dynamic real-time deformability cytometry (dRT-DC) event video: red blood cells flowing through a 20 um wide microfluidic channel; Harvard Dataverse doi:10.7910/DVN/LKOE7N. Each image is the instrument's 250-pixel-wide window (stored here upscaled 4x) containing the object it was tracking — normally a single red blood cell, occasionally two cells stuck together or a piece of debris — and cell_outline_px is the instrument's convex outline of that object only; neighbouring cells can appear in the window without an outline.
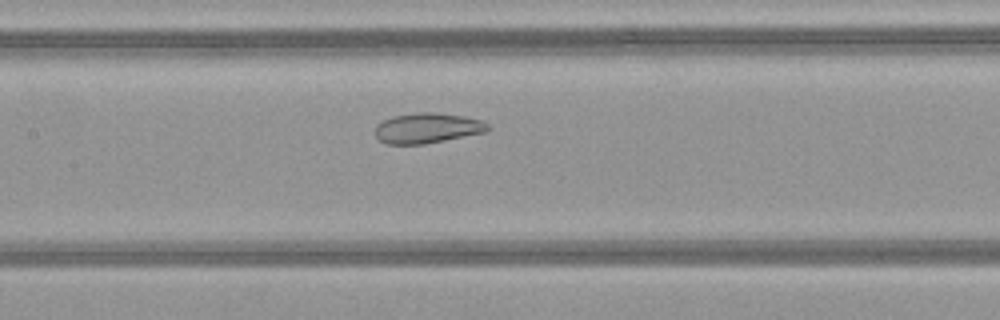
{"species": "common noctule bat (a hibernating species)", "species_latin": "Nyctalus noctula", "temperature_condition": "warm", "stored_images_in_passage": 45, "camera_frame_rate_fps": 3000, "um_per_image_px": 0.085, "animal": {"sex": "female", "body_mass_g": 21.9}, "frame": {"image": 1, "passage_image": 19, "time_ms": 6.0, "image_size_px": [1000, 320], "cell_outline_px": [[492, 128], [488, 132], [424, 144], [384, 144], [376, 136], [376, 124], [392, 116], [416, 112], [436, 112], [464, 116], [480, 120], [488, 124]], "centroid_in_image_um": [36.35, 10.88], "position_along_channel_um": 171.1, "area_um2": 20.06}}
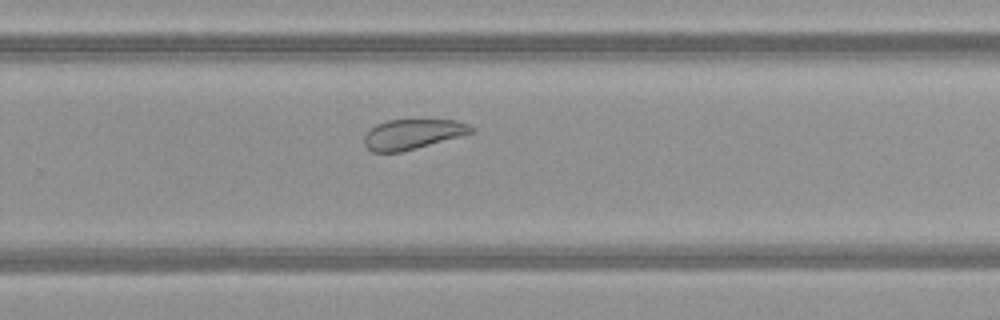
{"frame": {"image": 2, "passage_image": 28, "time_ms": 9.0, "image_size_px": [1000, 320], "cell_outline_px": [[476, 128], [472, 132], [460, 136], [416, 148], [400, 152], [372, 152], [364, 144], [364, 136], [376, 124], [388, 120], [456, 120], [468, 124]], "centroid_in_image_um": [35.07, 11.4], "position_along_channel_um": 294.7, "area_um2": 18.5}}
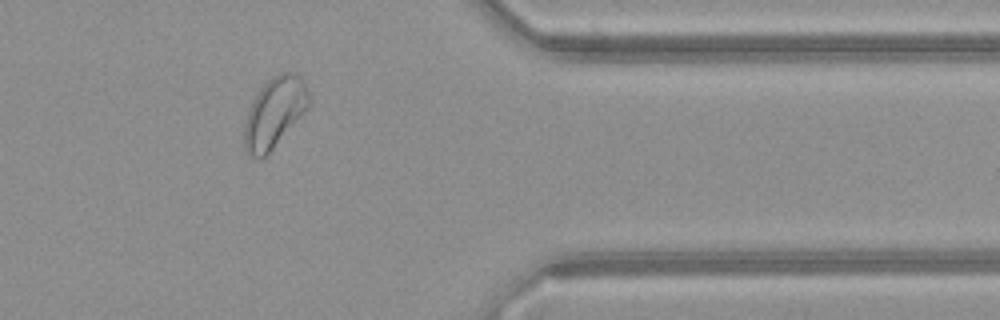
{"frame": {"image": 3, "passage_image": 36, "time_ms": 11.667, "image_size_px": [1000, 320], "cell_outline_px": [[308, 108], [272, 148], [260, 160], [244, 152], [244, 124], [252, 100], [260, 88], [272, 76], [280, 72], [292, 72], [300, 76], [308, 84]], "centroid_in_image_um": [23.31, 9.54], "position_along_channel_um": 388.1, "area_um2": 26.24}, "authors_computed_cell_mechanics": {"area_um2": 25.5476, "velocity_mm_per_s": 4.1446, "shape_relaxation_time_tau1_ms": null, "shape_relaxation_time_tau2_ms": 1.6905, "deformation_change_tau1": null, "deformation_change_tau2": 0.0879}}